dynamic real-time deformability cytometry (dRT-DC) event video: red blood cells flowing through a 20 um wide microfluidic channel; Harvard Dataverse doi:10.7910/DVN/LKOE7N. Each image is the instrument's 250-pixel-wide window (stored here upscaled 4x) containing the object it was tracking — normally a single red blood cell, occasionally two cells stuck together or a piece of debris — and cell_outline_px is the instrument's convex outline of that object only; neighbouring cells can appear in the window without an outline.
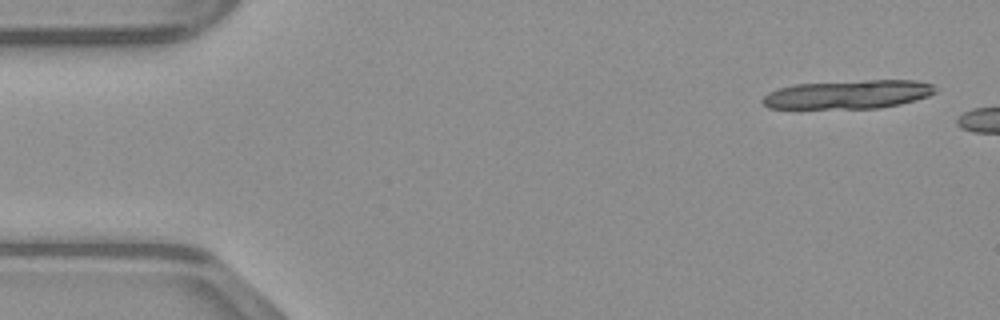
{"species": "common noctule bat (a hibernating species)", "species_latin": "Nyctalus noctula", "temperature_condition": "warm", "stored_images_in_passage": 5, "camera_frame_rate_fps": 3000, "um_per_image_px": 0.085, "animal": {"sex": "male", "body_mass_g": 23.1, "forearm_length_mm": 52.7}, "frame": {"image": 1, "passage_image": 1, "time_ms": 0.0, "image_size_px": [1000, 320], "cell_outline_px": [[936, 92], [928, 96], [916, 100], [900, 104], [880, 108], [768, 108], [760, 100], [768, 92], [776, 88], [796, 84], [864, 80], [916, 80], [932, 84], [936, 88]], "centroid_in_image_um": [72.09, 8.02], "position_along_channel_um": 12.9, "area_um2": 28.96}}